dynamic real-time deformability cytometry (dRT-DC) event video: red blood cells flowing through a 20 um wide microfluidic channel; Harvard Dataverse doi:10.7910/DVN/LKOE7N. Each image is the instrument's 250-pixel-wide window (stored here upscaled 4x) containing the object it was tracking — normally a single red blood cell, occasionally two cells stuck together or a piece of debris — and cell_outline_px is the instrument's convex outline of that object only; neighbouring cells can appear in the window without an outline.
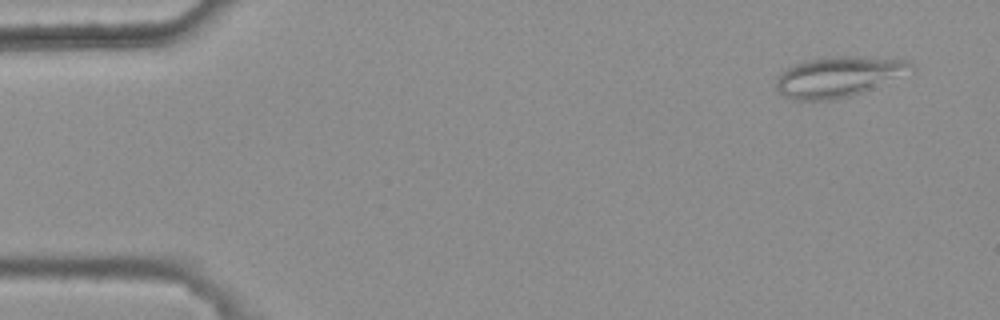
{"species": "common noctule bat (a hibernating species)", "species_latin": "Nyctalus noctula", "temperature_condition": "warm", "stored_images_in_passage": 6, "camera_frame_rate_fps": 3000, "um_per_image_px": 0.085, "animal": {"sex": "female", "body_mass_g": 25.1}, "frame": {"image": 1, "passage_image": 6, "time_ms": 1.667, "image_size_px": [1000, 320], "cell_outline_px": [[916, 72], [852, 96], [832, 100], [792, 100], [784, 96], [776, 88], [776, 76], [780, 72], [804, 60], [836, 56], [860, 56], [912, 60], [916, 68]], "centroid_in_image_um": [71.37, 6.51], "position_along_channel_um": 13.6, "area_um2": 32.54}}